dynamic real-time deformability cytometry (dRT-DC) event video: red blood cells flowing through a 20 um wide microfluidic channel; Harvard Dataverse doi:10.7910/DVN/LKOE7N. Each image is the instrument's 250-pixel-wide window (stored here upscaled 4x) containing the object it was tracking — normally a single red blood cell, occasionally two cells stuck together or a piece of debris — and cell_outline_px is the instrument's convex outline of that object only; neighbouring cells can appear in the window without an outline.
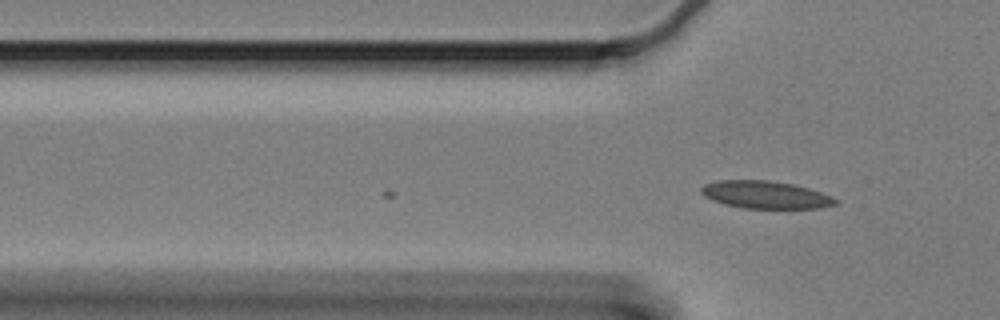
{"species": "Egyptian fruit bat (a non-hibernating species)", "species_latin": "Rousettus aegyptiacus", "temperature_condition": "cold", "stored_images_in_passage": 2, "camera_frame_rate_fps": 3000, "um_per_image_px": 0.085, "animal": {"sex": "female"}, "frame": {"image": 1, "passage_image": 2, "time_ms": 0.333, "image_size_px": [1000, 320], "cell_outline_px": [[836, 204], [820, 208], [744, 208], [724, 204], [712, 200], [704, 196], [700, 192], [700, 188], [704, 184], [716, 180], [772, 180], [792, 184], [808, 188], [832, 196], [836, 200]], "centroid_in_image_um": [65.02, 16.54], "position_along_channel_um": 60.8, "area_um2": 21.56}}